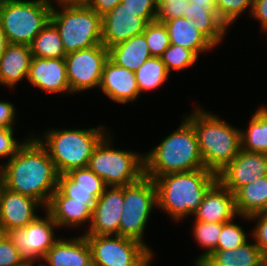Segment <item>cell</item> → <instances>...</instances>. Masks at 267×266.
Instances as JSON below:
<instances>
[{"instance_id": "cell-49", "label": "cell", "mask_w": 267, "mask_h": 266, "mask_svg": "<svg viewBox=\"0 0 267 266\" xmlns=\"http://www.w3.org/2000/svg\"><path fill=\"white\" fill-rule=\"evenodd\" d=\"M175 1H179V0H156L157 4H166L169 2H175Z\"/></svg>"}, {"instance_id": "cell-13", "label": "cell", "mask_w": 267, "mask_h": 266, "mask_svg": "<svg viewBox=\"0 0 267 266\" xmlns=\"http://www.w3.org/2000/svg\"><path fill=\"white\" fill-rule=\"evenodd\" d=\"M263 176H267V154L243 149L217 174L218 181L233 194Z\"/></svg>"}, {"instance_id": "cell-30", "label": "cell", "mask_w": 267, "mask_h": 266, "mask_svg": "<svg viewBox=\"0 0 267 266\" xmlns=\"http://www.w3.org/2000/svg\"><path fill=\"white\" fill-rule=\"evenodd\" d=\"M34 57L65 58L66 52L56 26L49 21L29 45Z\"/></svg>"}, {"instance_id": "cell-15", "label": "cell", "mask_w": 267, "mask_h": 266, "mask_svg": "<svg viewBox=\"0 0 267 266\" xmlns=\"http://www.w3.org/2000/svg\"><path fill=\"white\" fill-rule=\"evenodd\" d=\"M106 187L104 181L89 167L73 169L58 177L57 188L70 201L84 202L92 209Z\"/></svg>"}, {"instance_id": "cell-32", "label": "cell", "mask_w": 267, "mask_h": 266, "mask_svg": "<svg viewBox=\"0 0 267 266\" xmlns=\"http://www.w3.org/2000/svg\"><path fill=\"white\" fill-rule=\"evenodd\" d=\"M194 237L203 248L208 251L200 255L195 261L198 266L207 256H209L217 248L218 238L222 230V223L194 222Z\"/></svg>"}, {"instance_id": "cell-25", "label": "cell", "mask_w": 267, "mask_h": 266, "mask_svg": "<svg viewBox=\"0 0 267 266\" xmlns=\"http://www.w3.org/2000/svg\"><path fill=\"white\" fill-rule=\"evenodd\" d=\"M267 256L248 241L235 249L215 250L198 266H262Z\"/></svg>"}, {"instance_id": "cell-28", "label": "cell", "mask_w": 267, "mask_h": 266, "mask_svg": "<svg viewBox=\"0 0 267 266\" xmlns=\"http://www.w3.org/2000/svg\"><path fill=\"white\" fill-rule=\"evenodd\" d=\"M234 195L236 211L241 218L267 211V176L242 186Z\"/></svg>"}, {"instance_id": "cell-34", "label": "cell", "mask_w": 267, "mask_h": 266, "mask_svg": "<svg viewBox=\"0 0 267 266\" xmlns=\"http://www.w3.org/2000/svg\"><path fill=\"white\" fill-rule=\"evenodd\" d=\"M163 63L165 64L167 71L171 70L181 71L185 67L193 65L198 56L191 50L184 48L180 45L170 44L161 56Z\"/></svg>"}, {"instance_id": "cell-41", "label": "cell", "mask_w": 267, "mask_h": 266, "mask_svg": "<svg viewBox=\"0 0 267 266\" xmlns=\"http://www.w3.org/2000/svg\"><path fill=\"white\" fill-rule=\"evenodd\" d=\"M13 128H0V157L9 156L10 160L24 143L13 138Z\"/></svg>"}, {"instance_id": "cell-7", "label": "cell", "mask_w": 267, "mask_h": 266, "mask_svg": "<svg viewBox=\"0 0 267 266\" xmlns=\"http://www.w3.org/2000/svg\"><path fill=\"white\" fill-rule=\"evenodd\" d=\"M51 0H22L0 4V23L11 44L30 45L50 21Z\"/></svg>"}, {"instance_id": "cell-2", "label": "cell", "mask_w": 267, "mask_h": 266, "mask_svg": "<svg viewBox=\"0 0 267 266\" xmlns=\"http://www.w3.org/2000/svg\"><path fill=\"white\" fill-rule=\"evenodd\" d=\"M157 207L175 221L195 214L207 191L218 181L217 174L206 168L166 174L153 179Z\"/></svg>"}, {"instance_id": "cell-16", "label": "cell", "mask_w": 267, "mask_h": 266, "mask_svg": "<svg viewBox=\"0 0 267 266\" xmlns=\"http://www.w3.org/2000/svg\"><path fill=\"white\" fill-rule=\"evenodd\" d=\"M146 22L123 3L102 16V44L108 49L143 33Z\"/></svg>"}, {"instance_id": "cell-44", "label": "cell", "mask_w": 267, "mask_h": 266, "mask_svg": "<svg viewBox=\"0 0 267 266\" xmlns=\"http://www.w3.org/2000/svg\"><path fill=\"white\" fill-rule=\"evenodd\" d=\"M121 2L122 0H91L88 6L102 17Z\"/></svg>"}, {"instance_id": "cell-27", "label": "cell", "mask_w": 267, "mask_h": 266, "mask_svg": "<svg viewBox=\"0 0 267 266\" xmlns=\"http://www.w3.org/2000/svg\"><path fill=\"white\" fill-rule=\"evenodd\" d=\"M150 57L152 56L144 33L108 48V58L112 62L133 72L137 71Z\"/></svg>"}, {"instance_id": "cell-5", "label": "cell", "mask_w": 267, "mask_h": 266, "mask_svg": "<svg viewBox=\"0 0 267 266\" xmlns=\"http://www.w3.org/2000/svg\"><path fill=\"white\" fill-rule=\"evenodd\" d=\"M104 129L105 127L100 125L87 130H49L44 136L45 141L41 138L38 140L61 175L73 169L88 167L94 149L106 136Z\"/></svg>"}, {"instance_id": "cell-17", "label": "cell", "mask_w": 267, "mask_h": 266, "mask_svg": "<svg viewBox=\"0 0 267 266\" xmlns=\"http://www.w3.org/2000/svg\"><path fill=\"white\" fill-rule=\"evenodd\" d=\"M28 81L47 93H71L65 58H32Z\"/></svg>"}, {"instance_id": "cell-45", "label": "cell", "mask_w": 267, "mask_h": 266, "mask_svg": "<svg viewBox=\"0 0 267 266\" xmlns=\"http://www.w3.org/2000/svg\"><path fill=\"white\" fill-rule=\"evenodd\" d=\"M60 5H88L91 0H56Z\"/></svg>"}, {"instance_id": "cell-42", "label": "cell", "mask_w": 267, "mask_h": 266, "mask_svg": "<svg viewBox=\"0 0 267 266\" xmlns=\"http://www.w3.org/2000/svg\"><path fill=\"white\" fill-rule=\"evenodd\" d=\"M15 113L13 104L0 101V128H13Z\"/></svg>"}, {"instance_id": "cell-31", "label": "cell", "mask_w": 267, "mask_h": 266, "mask_svg": "<svg viewBox=\"0 0 267 266\" xmlns=\"http://www.w3.org/2000/svg\"><path fill=\"white\" fill-rule=\"evenodd\" d=\"M169 74L161 57L148 58L135 71L140 94L142 91L154 90L161 86L168 79Z\"/></svg>"}, {"instance_id": "cell-46", "label": "cell", "mask_w": 267, "mask_h": 266, "mask_svg": "<svg viewBox=\"0 0 267 266\" xmlns=\"http://www.w3.org/2000/svg\"><path fill=\"white\" fill-rule=\"evenodd\" d=\"M9 44L7 37L5 36V32L2 29L1 23H0V57L6 50L7 45Z\"/></svg>"}, {"instance_id": "cell-35", "label": "cell", "mask_w": 267, "mask_h": 266, "mask_svg": "<svg viewBox=\"0 0 267 266\" xmlns=\"http://www.w3.org/2000/svg\"><path fill=\"white\" fill-rule=\"evenodd\" d=\"M247 235L243 228L231 221L222 223L216 250L235 249L246 243Z\"/></svg>"}, {"instance_id": "cell-40", "label": "cell", "mask_w": 267, "mask_h": 266, "mask_svg": "<svg viewBox=\"0 0 267 266\" xmlns=\"http://www.w3.org/2000/svg\"><path fill=\"white\" fill-rule=\"evenodd\" d=\"M257 219V226L252 234L255 239V244L267 256V211L256 213L248 217V220Z\"/></svg>"}, {"instance_id": "cell-48", "label": "cell", "mask_w": 267, "mask_h": 266, "mask_svg": "<svg viewBox=\"0 0 267 266\" xmlns=\"http://www.w3.org/2000/svg\"><path fill=\"white\" fill-rule=\"evenodd\" d=\"M8 237V232L0 225V244Z\"/></svg>"}, {"instance_id": "cell-11", "label": "cell", "mask_w": 267, "mask_h": 266, "mask_svg": "<svg viewBox=\"0 0 267 266\" xmlns=\"http://www.w3.org/2000/svg\"><path fill=\"white\" fill-rule=\"evenodd\" d=\"M107 59L108 49L104 45L68 53L65 64L71 93L99 87Z\"/></svg>"}, {"instance_id": "cell-39", "label": "cell", "mask_w": 267, "mask_h": 266, "mask_svg": "<svg viewBox=\"0 0 267 266\" xmlns=\"http://www.w3.org/2000/svg\"><path fill=\"white\" fill-rule=\"evenodd\" d=\"M0 266H28L9 237L0 244Z\"/></svg>"}, {"instance_id": "cell-26", "label": "cell", "mask_w": 267, "mask_h": 266, "mask_svg": "<svg viewBox=\"0 0 267 266\" xmlns=\"http://www.w3.org/2000/svg\"><path fill=\"white\" fill-rule=\"evenodd\" d=\"M163 23L167 28L170 44L172 45L183 46L193 51L197 56L201 52L215 48V45L193 26L192 20L178 17Z\"/></svg>"}, {"instance_id": "cell-29", "label": "cell", "mask_w": 267, "mask_h": 266, "mask_svg": "<svg viewBox=\"0 0 267 266\" xmlns=\"http://www.w3.org/2000/svg\"><path fill=\"white\" fill-rule=\"evenodd\" d=\"M249 122L248 129L241 130V149L267 154V107L257 109Z\"/></svg>"}, {"instance_id": "cell-37", "label": "cell", "mask_w": 267, "mask_h": 266, "mask_svg": "<svg viewBox=\"0 0 267 266\" xmlns=\"http://www.w3.org/2000/svg\"><path fill=\"white\" fill-rule=\"evenodd\" d=\"M121 3L146 23L153 22L157 18L158 6L156 0H122Z\"/></svg>"}, {"instance_id": "cell-12", "label": "cell", "mask_w": 267, "mask_h": 266, "mask_svg": "<svg viewBox=\"0 0 267 266\" xmlns=\"http://www.w3.org/2000/svg\"><path fill=\"white\" fill-rule=\"evenodd\" d=\"M58 225L46 211V218L37 217L23 228L8 231V237L20 251L21 258L28 266L34 260L45 257L47 251L58 241L54 237V229Z\"/></svg>"}, {"instance_id": "cell-43", "label": "cell", "mask_w": 267, "mask_h": 266, "mask_svg": "<svg viewBox=\"0 0 267 266\" xmlns=\"http://www.w3.org/2000/svg\"><path fill=\"white\" fill-rule=\"evenodd\" d=\"M251 15L260 20L267 33V0H253Z\"/></svg>"}, {"instance_id": "cell-24", "label": "cell", "mask_w": 267, "mask_h": 266, "mask_svg": "<svg viewBox=\"0 0 267 266\" xmlns=\"http://www.w3.org/2000/svg\"><path fill=\"white\" fill-rule=\"evenodd\" d=\"M58 227L79 226L91 221L93 209L84 202L70 201L58 188L45 208Z\"/></svg>"}, {"instance_id": "cell-6", "label": "cell", "mask_w": 267, "mask_h": 266, "mask_svg": "<svg viewBox=\"0 0 267 266\" xmlns=\"http://www.w3.org/2000/svg\"><path fill=\"white\" fill-rule=\"evenodd\" d=\"M54 7L50 21L60 33L66 54L102 44V17L88 5H61Z\"/></svg>"}, {"instance_id": "cell-4", "label": "cell", "mask_w": 267, "mask_h": 266, "mask_svg": "<svg viewBox=\"0 0 267 266\" xmlns=\"http://www.w3.org/2000/svg\"><path fill=\"white\" fill-rule=\"evenodd\" d=\"M185 119L194 127L205 168L218 174L241 150V130L200 108Z\"/></svg>"}, {"instance_id": "cell-8", "label": "cell", "mask_w": 267, "mask_h": 266, "mask_svg": "<svg viewBox=\"0 0 267 266\" xmlns=\"http://www.w3.org/2000/svg\"><path fill=\"white\" fill-rule=\"evenodd\" d=\"M104 137L94 149L88 167L106 186L122 187L136 183L144 176V155L113 149ZM111 147V148H110Z\"/></svg>"}, {"instance_id": "cell-21", "label": "cell", "mask_w": 267, "mask_h": 266, "mask_svg": "<svg viewBox=\"0 0 267 266\" xmlns=\"http://www.w3.org/2000/svg\"><path fill=\"white\" fill-rule=\"evenodd\" d=\"M187 20L215 46L222 40L228 25L220 18L215 0H189Z\"/></svg>"}, {"instance_id": "cell-47", "label": "cell", "mask_w": 267, "mask_h": 266, "mask_svg": "<svg viewBox=\"0 0 267 266\" xmlns=\"http://www.w3.org/2000/svg\"><path fill=\"white\" fill-rule=\"evenodd\" d=\"M6 188V180L3 171L0 168V201L2 199L3 191Z\"/></svg>"}, {"instance_id": "cell-3", "label": "cell", "mask_w": 267, "mask_h": 266, "mask_svg": "<svg viewBox=\"0 0 267 266\" xmlns=\"http://www.w3.org/2000/svg\"><path fill=\"white\" fill-rule=\"evenodd\" d=\"M200 168L205 166L196 133L186 119L177 130L144 156V176L150 179Z\"/></svg>"}, {"instance_id": "cell-50", "label": "cell", "mask_w": 267, "mask_h": 266, "mask_svg": "<svg viewBox=\"0 0 267 266\" xmlns=\"http://www.w3.org/2000/svg\"><path fill=\"white\" fill-rule=\"evenodd\" d=\"M14 1H22V0H0V4L5 2H14Z\"/></svg>"}, {"instance_id": "cell-33", "label": "cell", "mask_w": 267, "mask_h": 266, "mask_svg": "<svg viewBox=\"0 0 267 266\" xmlns=\"http://www.w3.org/2000/svg\"><path fill=\"white\" fill-rule=\"evenodd\" d=\"M143 33L151 56L161 57L170 45L169 34L165 24L158 20L147 23Z\"/></svg>"}, {"instance_id": "cell-36", "label": "cell", "mask_w": 267, "mask_h": 266, "mask_svg": "<svg viewBox=\"0 0 267 266\" xmlns=\"http://www.w3.org/2000/svg\"><path fill=\"white\" fill-rule=\"evenodd\" d=\"M220 18L229 26L249 7L252 12L253 0H215Z\"/></svg>"}, {"instance_id": "cell-22", "label": "cell", "mask_w": 267, "mask_h": 266, "mask_svg": "<svg viewBox=\"0 0 267 266\" xmlns=\"http://www.w3.org/2000/svg\"><path fill=\"white\" fill-rule=\"evenodd\" d=\"M49 266H93L90 245L85 237L58 241L43 258Z\"/></svg>"}, {"instance_id": "cell-1", "label": "cell", "mask_w": 267, "mask_h": 266, "mask_svg": "<svg viewBox=\"0 0 267 266\" xmlns=\"http://www.w3.org/2000/svg\"><path fill=\"white\" fill-rule=\"evenodd\" d=\"M3 167L6 188L30 196L47 207L58 187L59 173L38 138H27Z\"/></svg>"}, {"instance_id": "cell-20", "label": "cell", "mask_w": 267, "mask_h": 266, "mask_svg": "<svg viewBox=\"0 0 267 266\" xmlns=\"http://www.w3.org/2000/svg\"><path fill=\"white\" fill-rule=\"evenodd\" d=\"M195 221L207 223H226L238 215L235 195L217 181L205 194L198 210L194 214Z\"/></svg>"}, {"instance_id": "cell-38", "label": "cell", "mask_w": 267, "mask_h": 266, "mask_svg": "<svg viewBox=\"0 0 267 266\" xmlns=\"http://www.w3.org/2000/svg\"><path fill=\"white\" fill-rule=\"evenodd\" d=\"M188 5L189 0H179L166 4H157L158 13L156 20L163 23L167 20L183 17L184 14H187Z\"/></svg>"}, {"instance_id": "cell-9", "label": "cell", "mask_w": 267, "mask_h": 266, "mask_svg": "<svg viewBox=\"0 0 267 266\" xmlns=\"http://www.w3.org/2000/svg\"><path fill=\"white\" fill-rule=\"evenodd\" d=\"M93 266H149L152 251L145 243L119 235L85 236Z\"/></svg>"}, {"instance_id": "cell-23", "label": "cell", "mask_w": 267, "mask_h": 266, "mask_svg": "<svg viewBox=\"0 0 267 266\" xmlns=\"http://www.w3.org/2000/svg\"><path fill=\"white\" fill-rule=\"evenodd\" d=\"M32 58L29 45L9 43L0 57V84L13 88L27 79Z\"/></svg>"}, {"instance_id": "cell-10", "label": "cell", "mask_w": 267, "mask_h": 266, "mask_svg": "<svg viewBox=\"0 0 267 266\" xmlns=\"http://www.w3.org/2000/svg\"><path fill=\"white\" fill-rule=\"evenodd\" d=\"M157 205L156 186L153 179L143 176L136 183L124 186V203L119 223V236L143 242L148 217Z\"/></svg>"}, {"instance_id": "cell-19", "label": "cell", "mask_w": 267, "mask_h": 266, "mask_svg": "<svg viewBox=\"0 0 267 266\" xmlns=\"http://www.w3.org/2000/svg\"><path fill=\"white\" fill-rule=\"evenodd\" d=\"M99 88L119 103L135 101L140 95L135 72L116 65L109 58L104 64Z\"/></svg>"}, {"instance_id": "cell-18", "label": "cell", "mask_w": 267, "mask_h": 266, "mask_svg": "<svg viewBox=\"0 0 267 266\" xmlns=\"http://www.w3.org/2000/svg\"><path fill=\"white\" fill-rule=\"evenodd\" d=\"M43 206L36 199L5 188L0 201V225L8 232L23 228L38 215L35 208Z\"/></svg>"}, {"instance_id": "cell-14", "label": "cell", "mask_w": 267, "mask_h": 266, "mask_svg": "<svg viewBox=\"0 0 267 266\" xmlns=\"http://www.w3.org/2000/svg\"><path fill=\"white\" fill-rule=\"evenodd\" d=\"M107 186L97 199L90 228L85 236L119 235V223L123 211L124 186Z\"/></svg>"}]
</instances>
